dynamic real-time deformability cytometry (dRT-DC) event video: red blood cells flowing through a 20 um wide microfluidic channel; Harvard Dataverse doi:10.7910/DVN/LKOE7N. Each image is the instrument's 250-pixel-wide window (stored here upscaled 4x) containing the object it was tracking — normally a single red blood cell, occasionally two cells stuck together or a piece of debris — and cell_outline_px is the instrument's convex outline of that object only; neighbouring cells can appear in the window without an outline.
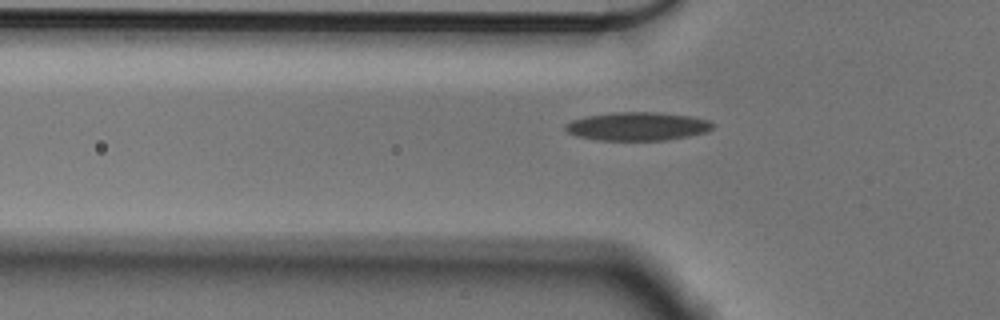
{"species": "Egyptian fruit bat (a non-hibernating species)", "species_latin": "Rousettus aegyptiacus", "temperature_condition": "cold", "stored_images_in_passage": 42, "camera_frame_rate_fps": 3000, "um_per_image_px": 0.085, "animal": {"sex": "male"}, "frame": {"image": 1, "passage_image": 4, "time_ms": 1.0, "image_size_px": [1000, 320], "cell_outline_px": [[716, 124], [712, 128], [704, 132], [688, 136], [664, 140], [596, 140], [576, 136], [568, 132], [564, 128], [564, 124], [572, 120], [588, 116], [616, 112], [656, 112], [688, 116], [708, 120]], "centroid_in_image_um": [54.15, 10.74], "position_along_channel_um": 71.6, "area_um2": 24.22}}
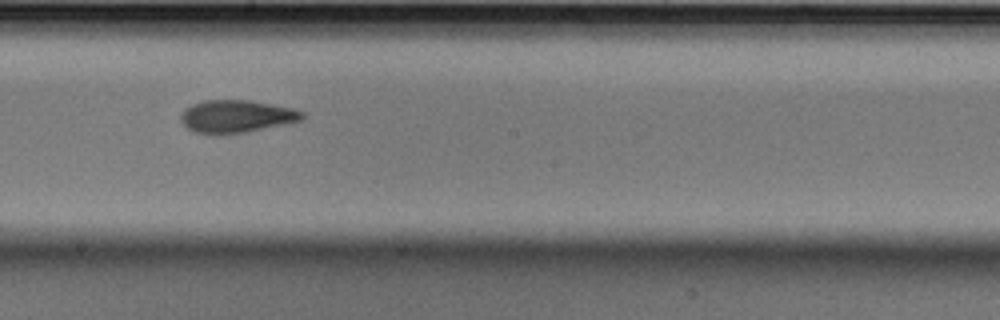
{"frame": {"image": 2, "passage_image": 17, "time_ms": 5.333, "image_size_px": [1000, 320], "cell_outline_px": [[304, 120], [224, 136], [216, 136], [192, 132], [180, 120], [180, 116], [184, 108], [192, 104], [204, 100], [252, 100], [292, 108], [304, 112]], "centroid_in_image_um": [20.05, 9.91], "position_along_channel_um": 228.1, "area_um2": 23.52}}
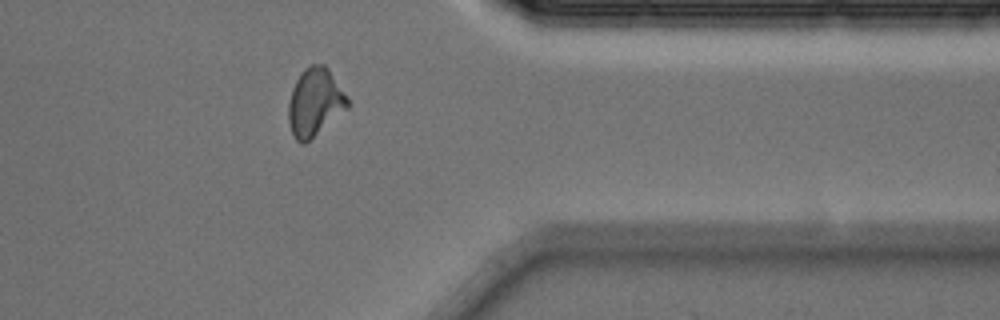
{"frame": {"image": 3, "passage_image": 31, "time_ms": 10.0, "image_size_px": [1000, 320], "cell_outline_px": [[348, 108], [304, 144], [300, 144], [292, 136], [288, 124], [288, 104], [292, 88], [300, 72], [308, 64], [324, 64], [328, 68], [348, 96]], "centroid_in_image_um": [26.74, 8.68], "position_along_channel_um": 384.7, "area_um2": 23.58}, "authors_computed_cell_mechanics": {"area_um2": 22.3686, "velocity_mm_per_s": 3.5782, "shape_relaxation_time_tau1_ms": 5.1701, "shape_relaxation_time_tau2_ms": 2.2022, "deformation_change_tau1": 0.1414, "deformation_change_tau2": 0.0784}}